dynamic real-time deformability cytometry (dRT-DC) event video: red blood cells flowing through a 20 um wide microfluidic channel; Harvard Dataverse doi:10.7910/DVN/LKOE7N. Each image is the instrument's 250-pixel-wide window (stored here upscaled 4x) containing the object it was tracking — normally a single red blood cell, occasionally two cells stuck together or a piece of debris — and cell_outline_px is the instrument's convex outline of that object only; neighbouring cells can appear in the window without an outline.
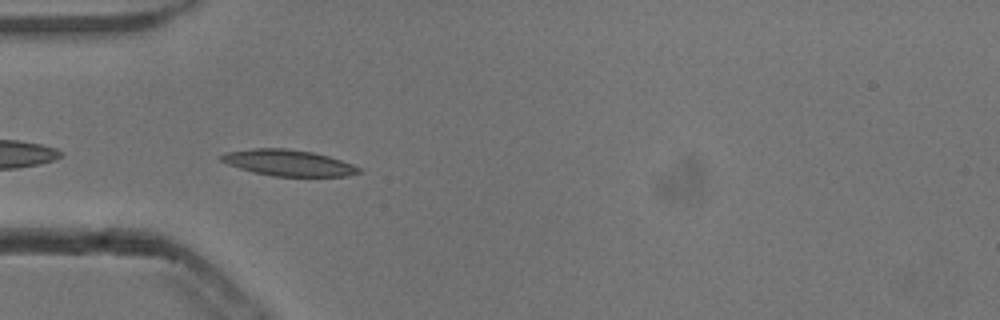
{"species": "common noctule bat (a hibernating species)", "species_latin": "Nyctalus noctula", "temperature_condition": "cold", "stored_images_in_passage": 39, "camera_frame_rate_fps": 3000, "um_per_image_px": 0.085, "animal": {"sex": "male", "body_mass_g": 13.3}, "frame": {"image": 1, "passage_image": 2, "time_ms": 0.333, "image_size_px": [1000, 320], "cell_outline_px": [[364, 172], [348, 176], [272, 176], [240, 168], [228, 164], [220, 160], [220, 156], [224, 152], [252, 148], [284, 148], [312, 152], [328, 156], [352, 164], [360, 168]], "centroid_in_image_um": [24.52, 13.84], "position_along_channel_um": 60.5, "area_um2": 20.87}}
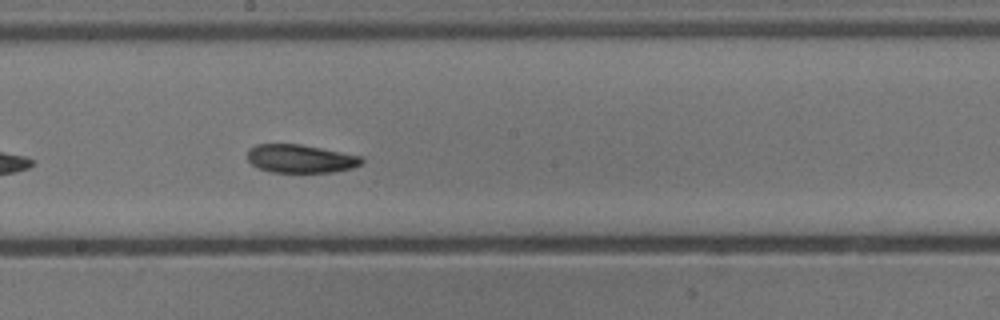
{"frame": {"image": 2, "passage_image": 15, "time_ms": 4.667, "image_size_px": [1000, 320], "cell_outline_px": [[364, 160], [360, 164], [352, 168], [332, 172], [272, 172], [260, 168], [252, 164], [248, 160], [248, 148], [256, 144], [300, 144], [364, 156]], "centroid_in_image_um": [25.56, 13.48], "position_along_channel_um": 222.6, "area_um2": 18.84}}
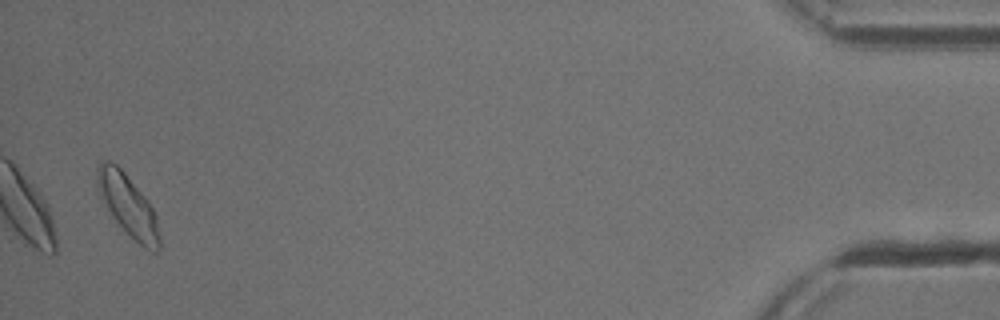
{"frame": {"image": 3, "passage_image": 38, "time_ms": 12.333, "image_size_px": [1000, 320], "cell_outline_px": [[160, 248], [156, 252], [152, 252], [144, 248], [112, 216], [100, 196], [96, 184], [96, 168], [100, 160], [108, 160], [116, 164], [124, 172], [144, 196], [152, 208], [156, 216], [160, 236]], "centroid_in_image_um": [10.86, 17.42], "position_along_channel_um": 424.3, "area_um2": 21.96}, "authors_computed_cell_mechanics": {"area_um2": 19.5364, "velocity_mm_per_s": 3.7941, "shape_relaxation_time_tau1_ms": 5.8299, "shape_relaxation_time_tau2_ms": 5.4863, "deformation_change_tau1": 0.1147, "deformation_change_tau2": 0.1136}}